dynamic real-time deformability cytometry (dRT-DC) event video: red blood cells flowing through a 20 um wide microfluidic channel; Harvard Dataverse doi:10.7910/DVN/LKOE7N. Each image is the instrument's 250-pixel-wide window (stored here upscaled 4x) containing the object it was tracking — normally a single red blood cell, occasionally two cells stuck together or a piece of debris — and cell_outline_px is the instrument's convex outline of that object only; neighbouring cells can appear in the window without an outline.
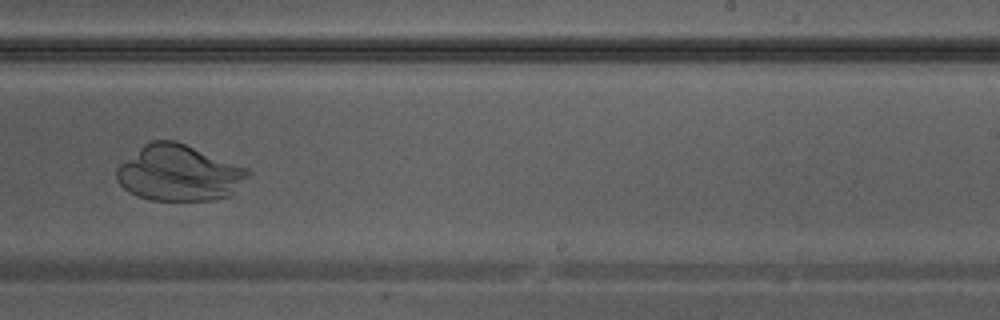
{"species": "Egyptian fruit bat (a non-hibernating species)", "species_latin": "Rousettus aegyptiacus", "temperature_condition": "warm", "stored_images_in_passage": 32, "camera_frame_rate_fps": 3000, "um_per_image_px": 0.085, "animal": {"sex": "male"}, "frame": {"image": 1, "passage_image": 19, "time_ms": 6.0, "image_size_px": [1000, 320], "cell_outline_px": [[252, 172], [228, 196], [212, 200], [148, 200], [136, 196], [128, 192], [116, 180], [116, 168], [120, 164], [144, 144], [152, 140], [176, 140], [248, 168]], "centroid_in_image_um": [15.18, 14.7], "position_along_channel_um": 273.8, "area_um2": 42.77}}